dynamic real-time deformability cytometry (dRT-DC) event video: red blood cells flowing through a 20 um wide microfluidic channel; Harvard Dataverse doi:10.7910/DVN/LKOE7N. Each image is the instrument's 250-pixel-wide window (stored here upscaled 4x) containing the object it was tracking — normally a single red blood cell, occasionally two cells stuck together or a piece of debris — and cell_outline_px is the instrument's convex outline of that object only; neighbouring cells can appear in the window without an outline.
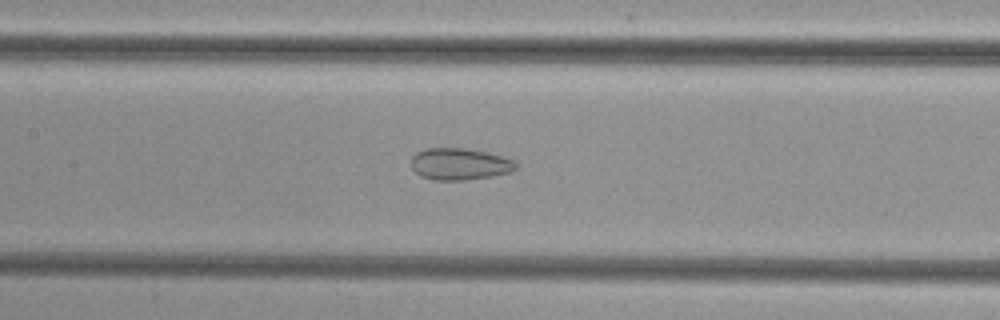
{"species": "common noctule bat (a hibernating species)", "species_latin": "Nyctalus noctula", "temperature_condition": "cold", "stored_images_in_passage": 53, "camera_frame_rate_fps": 3000, "um_per_image_px": 0.085, "animal": {"sex": "female", "body_mass_g": 29.2, "forearm_length_mm": 56.3}, "frame": {"image": 1, "passage_image": 26, "time_ms": 8.333, "image_size_px": [1000, 320], "cell_outline_px": [[516, 168], [508, 172], [492, 176], [464, 180], [432, 180], [420, 176], [412, 168], [412, 156], [416, 152], [424, 148], [464, 148], [488, 152], [504, 156], [512, 160], [516, 164]], "centroid_in_image_um": [39.04, 13.93], "position_along_channel_um": 168.4, "area_um2": 19.42}}
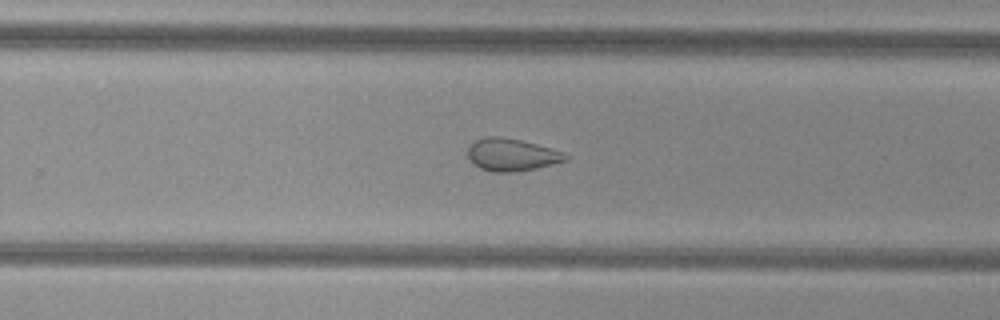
{"frame": {"image": 2, "passage_image": 35, "time_ms": 11.333, "image_size_px": [1000, 320], "cell_outline_px": [[568, 160], [536, 168], [516, 172], [492, 172], [480, 168], [472, 164], [468, 156], [468, 148], [476, 140], [484, 136], [500, 136], [520, 140], [536, 144], [564, 152], [568, 156]], "centroid_in_image_um": [43.48, 13.16], "position_along_channel_um": 286.3, "area_um2": 18.5}}
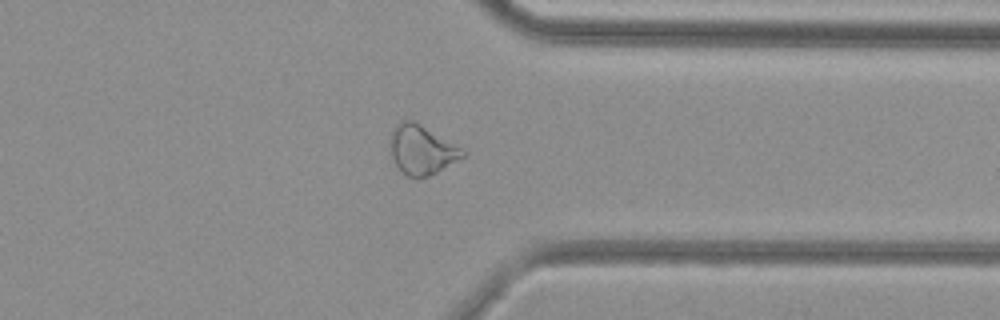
{"frame": {"image": 3, "passage_image": 42, "time_ms": 13.667, "image_size_px": [1000, 320], "cell_outline_px": [[468, 152], [464, 156], [436, 172], [428, 176], [416, 180], [408, 176], [396, 164], [392, 156], [388, 140], [388, 136], [392, 128], [400, 120], [412, 120], [420, 124], [464, 148]], "centroid_in_image_um": [35.82, 12.71], "position_along_channel_um": 375.6, "area_um2": 21.04}}